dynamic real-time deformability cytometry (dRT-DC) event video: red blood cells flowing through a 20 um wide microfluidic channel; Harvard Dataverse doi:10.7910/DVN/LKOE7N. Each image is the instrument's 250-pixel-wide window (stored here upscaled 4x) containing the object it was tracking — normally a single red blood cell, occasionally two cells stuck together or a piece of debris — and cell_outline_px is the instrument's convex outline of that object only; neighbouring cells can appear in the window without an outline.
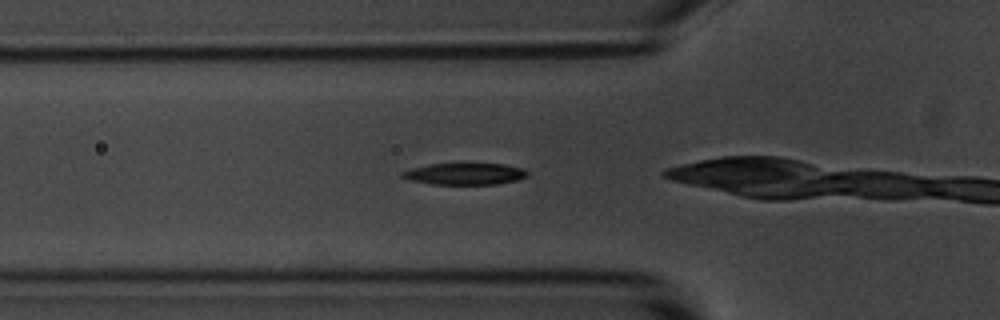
{"species": "common noctule bat (a hibernating species)", "species_latin": "Nyctalus noctula", "temperature_condition": "room temperature", "stored_images_in_passage": 33, "camera_frame_rate_fps": 3000, "um_per_image_px": 0.085, "animal": {"sex": "male", "body_mass_g": 20.1, "forearm_length_mm": 53.5}, "frame": {"image": 1, "passage_image": 8, "time_ms": 2.333, "image_size_px": [1000, 320], "cell_outline_px": [[528, 176], [516, 180], [496, 184], [432, 184], [412, 180], [400, 176], [400, 172], [412, 168], [428, 164], [504, 164], [524, 168], [528, 172]], "centroid_in_image_um": [39.52, 14.77], "position_along_channel_um": 86.3, "area_um2": 15.66}}
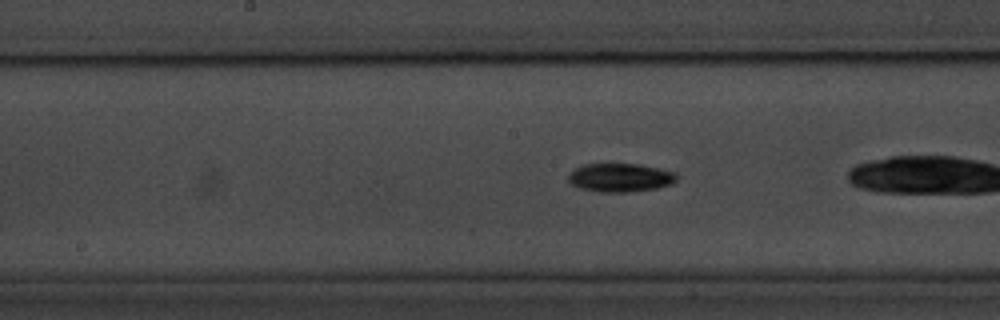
{"frame": {"image": 2, "passage_image": 17, "time_ms": 5.333, "image_size_px": [1000, 320], "cell_outline_px": [[676, 180], [672, 184], [656, 188], [628, 192], [600, 192], [580, 188], [572, 184], [568, 180], [568, 176], [572, 168], [584, 164], [640, 164], [676, 172]], "centroid_in_image_um": [52.7, 15.09], "position_along_channel_um": 195.5, "area_um2": 18.09}}